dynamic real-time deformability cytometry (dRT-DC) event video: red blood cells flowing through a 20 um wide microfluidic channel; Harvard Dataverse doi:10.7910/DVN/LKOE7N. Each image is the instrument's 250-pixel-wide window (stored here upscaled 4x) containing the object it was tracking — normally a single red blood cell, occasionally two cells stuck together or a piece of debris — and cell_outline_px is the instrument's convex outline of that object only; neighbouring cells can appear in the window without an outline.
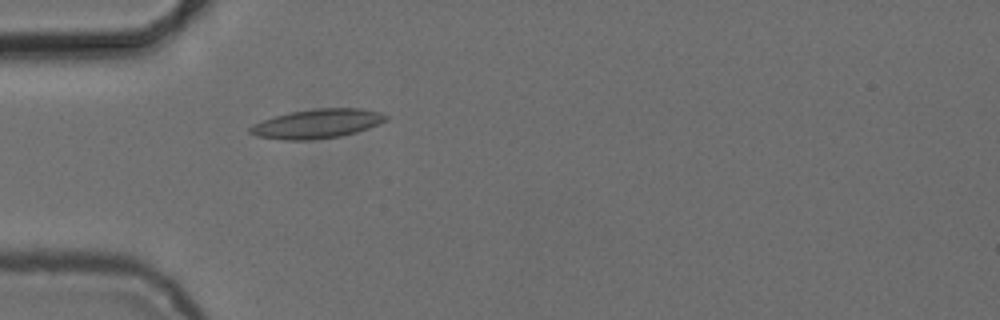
{"species": "common noctule bat (a hibernating species)", "species_latin": "Nyctalus noctula", "temperature_condition": "cold", "stored_images_in_passage": 4, "camera_frame_rate_fps": 3000, "um_per_image_px": 0.085, "animal": {"sex": "female", "body_mass_g": 24.6, "forearm_length_mm": 56.2}, "frame": {"image": 1, "passage_image": 4, "time_ms": 4.667, "image_size_px": [1000, 320], "cell_outline_px": [[392, 116], [388, 120], [380, 124], [356, 132], [340, 136], [312, 140], [284, 140], [256, 136], [248, 132], [248, 128], [252, 124], [276, 116], [292, 112], [316, 108], [360, 108], [380, 112]], "centroid_in_image_um": [27.0, 10.51], "position_along_channel_um": 58.0, "area_um2": 23.24}}